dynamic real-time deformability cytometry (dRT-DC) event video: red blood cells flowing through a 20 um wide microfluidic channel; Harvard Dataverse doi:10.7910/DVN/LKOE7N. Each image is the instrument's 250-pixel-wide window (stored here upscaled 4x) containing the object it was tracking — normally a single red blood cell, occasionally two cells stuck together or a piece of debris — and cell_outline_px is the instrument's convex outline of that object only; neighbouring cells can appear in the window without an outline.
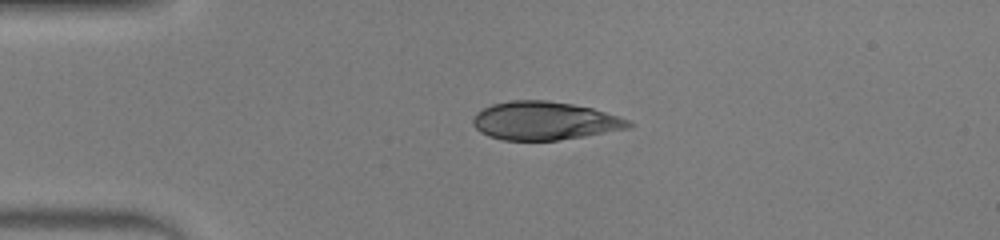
{"species": "human", "species_latin": "Homo sapiens", "temperature_condition": "warm", "stored_images_in_passage": 41, "camera_frame_rate_fps": 3000, "um_per_image_px": 0.085, "donor": {"sex": "male"}, "frame": {"image": 1, "passage_image": 1, "time_ms": 0.0, "image_size_px": [1000, 240], "cell_outline_px": [[632, 128], [560, 140], [504, 140], [488, 136], [480, 132], [472, 124], [472, 116], [476, 112], [492, 104], [512, 100], [548, 100], [572, 104], [592, 108], [628, 120], [632, 124]], "centroid_in_image_um": [46.25, 10.27], "position_along_channel_um": 38.8, "area_um2": 34.74}}
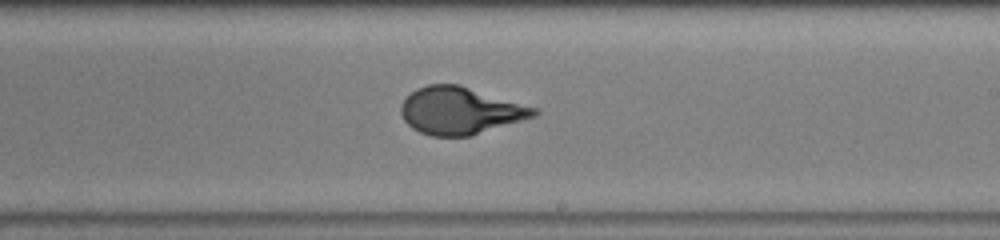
{"frame": {"image": 2, "passage_image": 20, "time_ms": 6.333, "image_size_px": [1000, 240], "cell_outline_px": [[540, 112], [536, 116], [472, 136], [432, 136], [420, 132], [412, 128], [404, 120], [400, 112], [400, 104], [416, 88], [428, 84], [460, 84], [540, 108]], "centroid_in_image_um": [39.16, 9.4], "position_along_channel_um": 249.8, "area_um2": 37.05}}
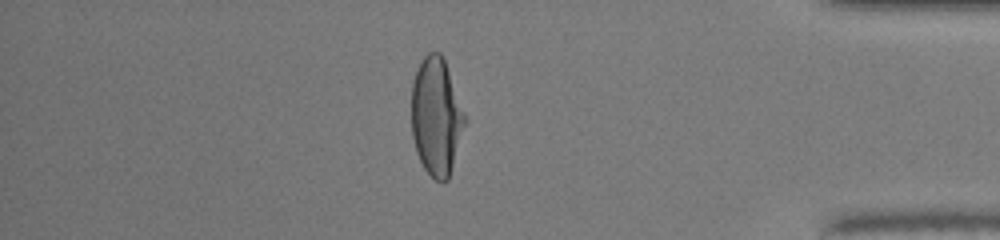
{"frame": {"image": 3, "passage_image": 34, "time_ms": 11.0, "image_size_px": [1000, 240], "cell_outline_px": [[468, 120], [448, 180], [436, 180], [424, 168], [416, 152], [412, 136], [412, 80], [420, 60], [428, 52], [440, 52], [444, 60]], "centroid_in_image_um": [37.09, 9.9], "position_along_channel_um": 398.1, "area_um2": 36.76}, "authors_computed_cell_mechanics": {"area_um2": 36.7608, "velocity_mm_per_s": 3.9009, "shape_relaxation_time_tau1_ms": 5.2908, "shape_relaxation_time_tau2_ms": null, "deformation_change_tau1": 0.2717, "deformation_change_tau2": null}}